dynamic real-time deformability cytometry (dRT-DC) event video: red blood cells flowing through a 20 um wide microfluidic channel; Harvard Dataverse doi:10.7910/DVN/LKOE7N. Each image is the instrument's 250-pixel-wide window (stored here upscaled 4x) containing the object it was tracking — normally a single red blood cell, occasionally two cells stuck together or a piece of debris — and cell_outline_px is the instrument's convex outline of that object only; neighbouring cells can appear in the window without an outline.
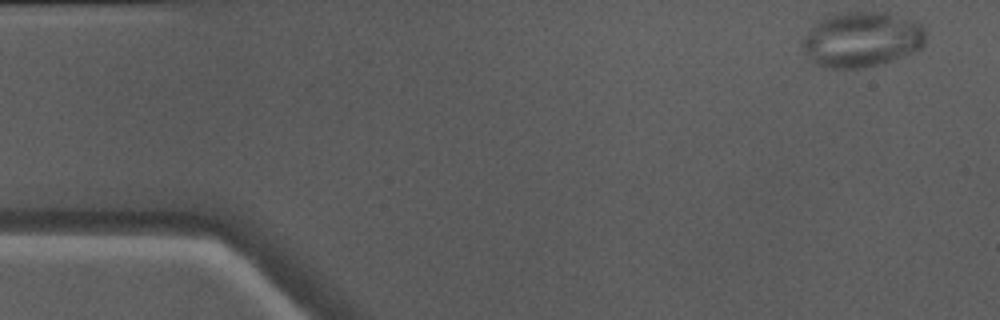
{"species": "Egyptian fruit bat (a non-hibernating species)", "species_latin": "Rousettus aegyptiacus", "temperature_condition": "warm", "stored_images_in_passage": 48, "camera_frame_rate_fps": 3000, "um_per_image_px": 0.085, "animal": {"sex": "male"}, "frame": {"image": 1, "passage_image": 1, "time_ms": 0.0, "image_size_px": [1000, 320], "cell_outline_px": [[924, 44], [920, 48], [912, 52], [880, 64], [864, 68], [828, 68], [812, 64], [804, 52], [804, 36], [824, 16], [844, 12], [888, 12], [916, 20], [924, 28]], "centroid_in_image_um": [73.25, 3.35], "position_along_channel_um": 11.8, "area_um2": 39.71}}
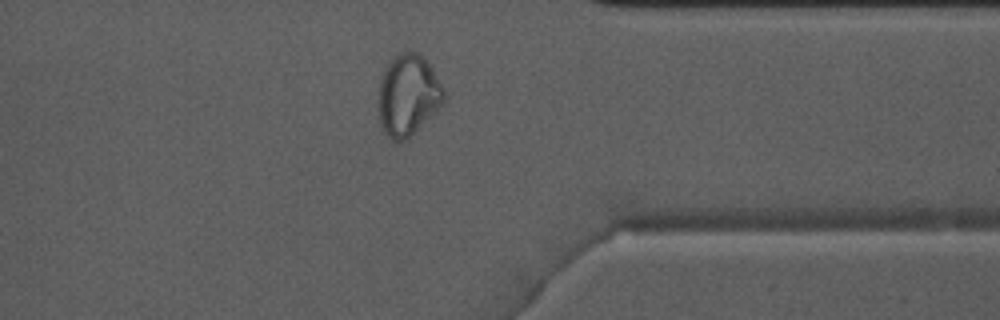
{"frame": {"image": 2, "passage_image": 37, "time_ms": 12.0, "image_size_px": [1000, 320], "cell_outline_px": [[444, 104], [404, 140], [392, 140], [384, 132], [380, 120], [380, 80], [384, 68], [400, 52], [416, 52], [424, 56], [432, 68], [444, 88]], "centroid_in_image_um": [34.71, 8.05], "position_along_channel_um": 376.7, "area_um2": 30.35}}
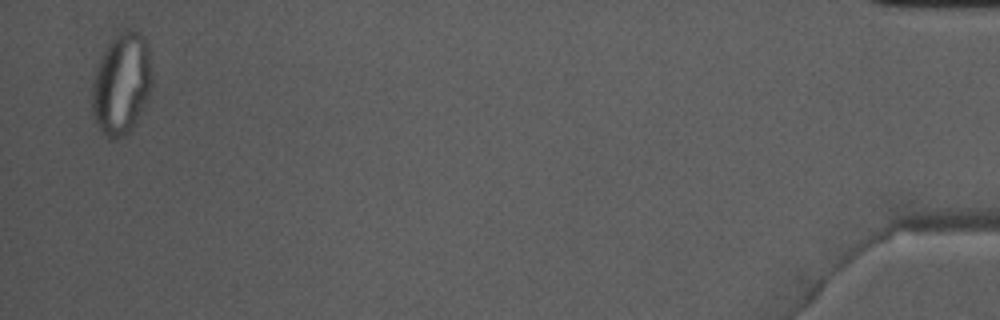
{"frame": {"image": 3, "passage_image": 47, "time_ms": 15.333, "image_size_px": [1000, 320], "cell_outline_px": [[152, 88], [148, 100], [136, 124], [128, 132], [116, 140], [108, 140], [96, 124], [92, 112], [92, 76], [100, 52], [112, 36], [128, 28], [132, 28], [140, 32], [144, 36], [148, 48], [152, 76]], "centroid_in_image_um": [10.31, 7.09], "position_along_channel_um": 424.9, "area_um2": 36.82}}